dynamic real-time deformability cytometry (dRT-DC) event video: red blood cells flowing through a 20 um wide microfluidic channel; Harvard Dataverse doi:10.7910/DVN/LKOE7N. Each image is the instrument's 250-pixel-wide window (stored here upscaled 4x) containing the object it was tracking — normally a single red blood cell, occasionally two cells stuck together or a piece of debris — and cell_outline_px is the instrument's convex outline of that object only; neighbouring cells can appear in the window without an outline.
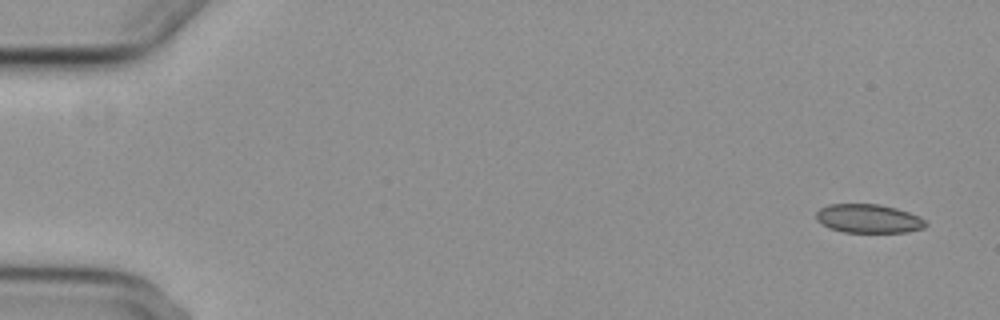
{"species": "common noctule bat (a hibernating species)", "species_latin": "Nyctalus noctula", "temperature_condition": "cold", "stored_images_in_passage": 5, "camera_frame_rate_fps": 3000, "um_per_image_px": 0.085, "animal": {"sex": "female", "body_mass_g": 29.2, "forearm_length_mm": 56.3}, "frame": {"image": 1, "passage_image": 1, "time_ms": 0.0, "image_size_px": [1000, 320], "cell_outline_px": [[928, 224], [924, 228], [908, 232], [844, 232], [828, 228], [816, 220], [816, 212], [820, 208], [828, 204], [880, 204], [896, 208], [920, 216]], "centroid_in_image_um": [73.82, 18.58], "position_along_channel_um": 11.2, "area_um2": 18.5}}